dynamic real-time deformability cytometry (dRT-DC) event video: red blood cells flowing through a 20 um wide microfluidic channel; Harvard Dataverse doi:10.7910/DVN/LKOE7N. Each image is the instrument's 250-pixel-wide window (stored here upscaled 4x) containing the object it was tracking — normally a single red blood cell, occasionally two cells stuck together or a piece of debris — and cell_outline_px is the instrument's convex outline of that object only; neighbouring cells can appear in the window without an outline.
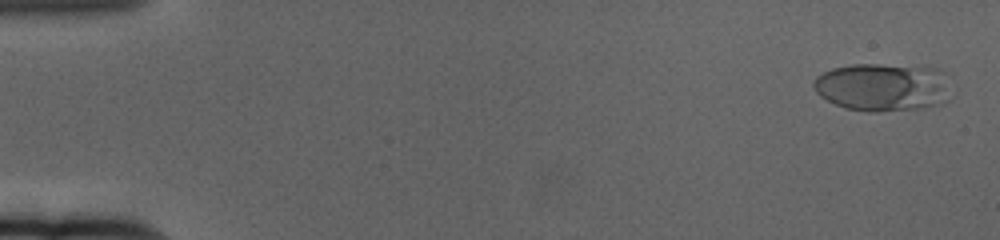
{"species": "human", "species_latin": "Homo sapiens", "temperature_condition": "cold", "stored_images_in_passage": 61, "camera_frame_rate_fps": 3000, "um_per_image_px": 0.085, "donor": {"sex": "female"}, "frame": {"image": 1, "passage_image": 3, "time_ms": 0.667, "image_size_px": [1000, 240], "cell_outline_px": [[948, 100], [944, 104], [920, 108], [876, 112], [868, 112], [844, 108], [820, 96], [816, 92], [812, 84], [816, 76], [832, 68], [852, 64], [876, 64], [940, 68]], "centroid_in_image_um": [74.95, 7.41], "position_along_channel_um": 10.0, "area_um2": 38.15}}
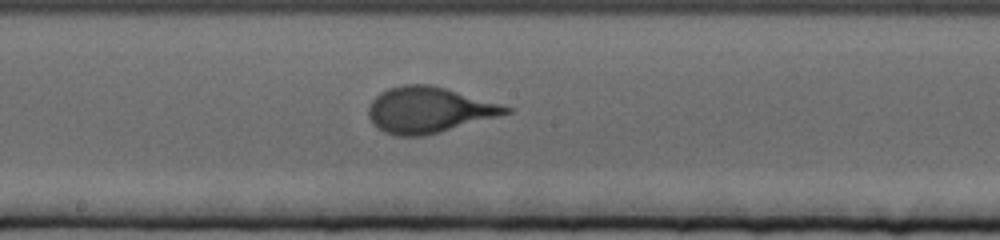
{"frame": {"image": 2, "passage_image": 34, "time_ms": 11.0, "image_size_px": [1000, 240], "cell_outline_px": [[512, 112], [440, 132], [424, 136], [396, 136], [384, 132], [376, 128], [372, 124], [368, 116], [368, 104], [380, 92], [388, 88], [400, 84], [432, 84], [500, 104], [512, 108]], "centroid_in_image_um": [36.38, 9.34], "position_along_channel_um": 211.8, "area_um2": 36.76}}
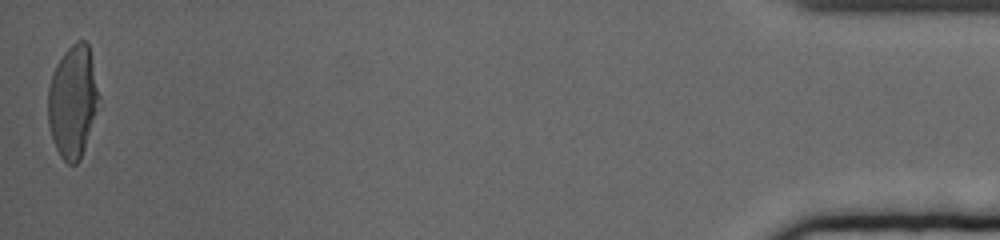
{"frame": {"image": 3, "passage_image": 61, "time_ms": 20.0, "image_size_px": [1000, 240], "cell_outline_px": [[100, 96], [84, 148], [80, 160], [76, 164], [68, 164], [60, 156], [52, 140], [48, 124], [48, 88], [52, 72], [56, 64], [64, 52], [76, 40], [84, 40], [88, 44], [92, 56]], "centroid_in_image_um": [6.17, 8.59], "position_along_channel_um": 429.0, "area_um2": 33.35}, "authors_computed_cell_mechanics": {"area_um2": 35.258, "velocity_mm_per_s": 3.3706, "shape_relaxation_time_tau1_ms": 3.3588, "shape_relaxation_time_tau2_ms": null, "deformation_change_tau1": 0.1912, "deformation_change_tau2": null}}